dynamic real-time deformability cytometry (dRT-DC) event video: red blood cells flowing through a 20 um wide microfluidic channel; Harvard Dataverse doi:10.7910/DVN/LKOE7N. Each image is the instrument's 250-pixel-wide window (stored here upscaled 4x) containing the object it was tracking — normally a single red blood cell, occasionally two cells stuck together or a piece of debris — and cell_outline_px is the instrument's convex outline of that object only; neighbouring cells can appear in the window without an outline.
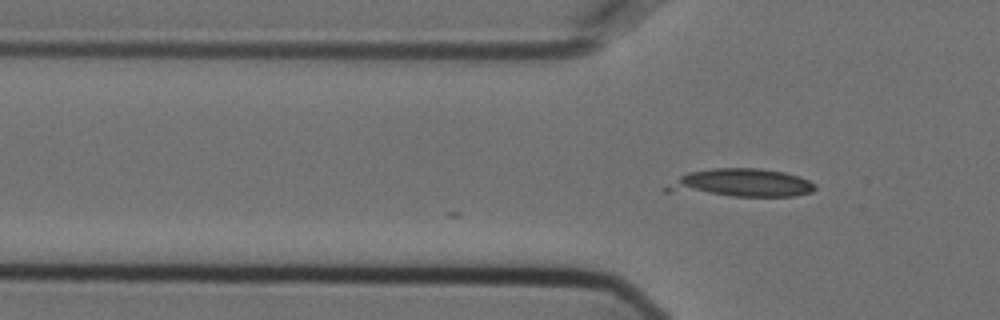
{"species": "Egyptian fruit bat (a non-hibernating species)", "species_latin": "Rousettus aegyptiacus", "temperature_condition": "cold", "stored_images_in_passage": 2, "camera_frame_rate_fps": 3000, "um_per_image_px": 0.085, "animal": {"sex": "female"}, "frame": {"image": 1, "passage_image": 2, "time_ms": 0.333, "image_size_px": [1000, 320], "cell_outline_px": [[816, 188], [812, 192], [796, 196], [732, 196], [664, 192], [664, 188], [680, 176], [688, 172], [712, 168], [760, 168], [784, 172], [800, 176], [816, 184]], "centroid_in_image_um": [62.99, 15.55], "position_along_channel_um": 62.8, "area_um2": 24.62}}